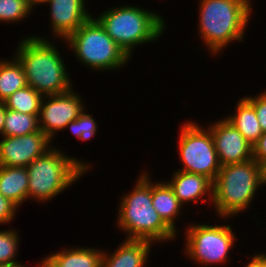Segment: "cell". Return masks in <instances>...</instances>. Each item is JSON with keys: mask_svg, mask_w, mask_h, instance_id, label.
Returning a JSON list of instances; mask_svg holds the SVG:
<instances>
[{"mask_svg": "<svg viewBox=\"0 0 266 267\" xmlns=\"http://www.w3.org/2000/svg\"><path fill=\"white\" fill-rule=\"evenodd\" d=\"M50 6L51 28L55 36L65 41L92 15L84 0H47Z\"/></svg>", "mask_w": 266, "mask_h": 267, "instance_id": "cell-13", "label": "cell"}, {"mask_svg": "<svg viewBox=\"0 0 266 267\" xmlns=\"http://www.w3.org/2000/svg\"><path fill=\"white\" fill-rule=\"evenodd\" d=\"M167 183L173 189L175 196L183 206L190 201L198 202L200 198L202 202H207L204 195L210 196L209 198L212 203L213 181L207 176L179 171L177 169L174 175H172L171 181Z\"/></svg>", "mask_w": 266, "mask_h": 267, "instance_id": "cell-14", "label": "cell"}, {"mask_svg": "<svg viewBox=\"0 0 266 267\" xmlns=\"http://www.w3.org/2000/svg\"><path fill=\"white\" fill-rule=\"evenodd\" d=\"M253 159L262 167L266 164V132L261 135L258 142L253 146Z\"/></svg>", "mask_w": 266, "mask_h": 267, "instance_id": "cell-28", "label": "cell"}, {"mask_svg": "<svg viewBox=\"0 0 266 267\" xmlns=\"http://www.w3.org/2000/svg\"><path fill=\"white\" fill-rule=\"evenodd\" d=\"M39 130L38 115L24 114L6 108L2 136H22Z\"/></svg>", "mask_w": 266, "mask_h": 267, "instance_id": "cell-22", "label": "cell"}, {"mask_svg": "<svg viewBox=\"0 0 266 267\" xmlns=\"http://www.w3.org/2000/svg\"><path fill=\"white\" fill-rule=\"evenodd\" d=\"M185 254L191 261L203 266L223 264L227 261L236 236L231 225L191 224L185 228Z\"/></svg>", "mask_w": 266, "mask_h": 267, "instance_id": "cell-9", "label": "cell"}, {"mask_svg": "<svg viewBox=\"0 0 266 267\" xmlns=\"http://www.w3.org/2000/svg\"><path fill=\"white\" fill-rule=\"evenodd\" d=\"M47 0H27L28 4L33 8L34 5L45 4Z\"/></svg>", "mask_w": 266, "mask_h": 267, "instance_id": "cell-33", "label": "cell"}, {"mask_svg": "<svg viewBox=\"0 0 266 267\" xmlns=\"http://www.w3.org/2000/svg\"><path fill=\"white\" fill-rule=\"evenodd\" d=\"M95 19L130 58L135 46L155 41L166 27L159 13L133 5L109 8Z\"/></svg>", "mask_w": 266, "mask_h": 267, "instance_id": "cell-5", "label": "cell"}, {"mask_svg": "<svg viewBox=\"0 0 266 267\" xmlns=\"http://www.w3.org/2000/svg\"><path fill=\"white\" fill-rule=\"evenodd\" d=\"M263 184L266 185V164L263 166Z\"/></svg>", "mask_w": 266, "mask_h": 267, "instance_id": "cell-35", "label": "cell"}, {"mask_svg": "<svg viewBox=\"0 0 266 267\" xmlns=\"http://www.w3.org/2000/svg\"><path fill=\"white\" fill-rule=\"evenodd\" d=\"M153 244L148 240L125 239L112 253L104 251L101 267H145Z\"/></svg>", "mask_w": 266, "mask_h": 267, "instance_id": "cell-15", "label": "cell"}, {"mask_svg": "<svg viewBox=\"0 0 266 267\" xmlns=\"http://www.w3.org/2000/svg\"><path fill=\"white\" fill-rule=\"evenodd\" d=\"M27 167L0 166V194L17 207L28 199Z\"/></svg>", "mask_w": 266, "mask_h": 267, "instance_id": "cell-16", "label": "cell"}, {"mask_svg": "<svg viewBox=\"0 0 266 267\" xmlns=\"http://www.w3.org/2000/svg\"><path fill=\"white\" fill-rule=\"evenodd\" d=\"M53 147L27 166L28 198L41 203L59 195L90 169L88 162Z\"/></svg>", "mask_w": 266, "mask_h": 267, "instance_id": "cell-6", "label": "cell"}, {"mask_svg": "<svg viewBox=\"0 0 266 267\" xmlns=\"http://www.w3.org/2000/svg\"><path fill=\"white\" fill-rule=\"evenodd\" d=\"M27 0H0V21L18 22L27 18L33 11Z\"/></svg>", "mask_w": 266, "mask_h": 267, "instance_id": "cell-23", "label": "cell"}, {"mask_svg": "<svg viewBox=\"0 0 266 267\" xmlns=\"http://www.w3.org/2000/svg\"><path fill=\"white\" fill-rule=\"evenodd\" d=\"M250 262L245 267H258V254L251 257Z\"/></svg>", "mask_w": 266, "mask_h": 267, "instance_id": "cell-32", "label": "cell"}, {"mask_svg": "<svg viewBox=\"0 0 266 267\" xmlns=\"http://www.w3.org/2000/svg\"><path fill=\"white\" fill-rule=\"evenodd\" d=\"M145 171L131 190L119 203L117 224L127 233L125 239L151 242L171 241L177 235L162 220L152 204V180Z\"/></svg>", "mask_w": 266, "mask_h": 267, "instance_id": "cell-2", "label": "cell"}, {"mask_svg": "<svg viewBox=\"0 0 266 267\" xmlns=\"http://www.w3.org/2000/svg\"><path fill=\"white\" fill-rule=\"evenodd\" d=\"M6 106L4 102H0V134H3Z\"/></svg>", "mask_w": 266, "mask_h": 267, "instance_id": "cell-29", "label": "cell"}, {"mask_svg": "<svg viewBox=\"0 0 266 267\" xmlns=\"http://www.w3.org/2000/svg\"><path fill=\"white\" fill-rule=\"evenodd\" d=\"M82 98L71 88L67 92L44 96L38 115L39 129L51 140L55 132L66 129L83 111Z\"/></svg>", "mask_w": 266, "mask_h": 267, "instance_id": "cell-10", "label": "cell"}, {"mask_svg": "<svg viewBox=\"0 0 266 267\" xmlns=\"http://www.w3.org/2000/svg\"><path fill=\"white\" fill-rule=\"evenodd\" d=\"M254 146L263 131L254 107L244 98L239 99L233 115L225 117Z\"/></svg>", "mask_w": 266, "mask_h": 267, "instance_id": "cell-19", "label": "cell"}, {"mask_svg": "<svg viewBox=\"0 0 266 267\" xmlns=\"http://www.w3.org/2000/svg\"><path fill=\"white\" fill-rule=\"evenodd\" d=\"M154 183V184H153ZM152 204L162 220L177 233L175 226L182 204L175 196L173 189L166 182H152Z\"/></svg>", "mask_w": 266, "mask_h": 267, "instance_id": "cell-17", "label": "cell"}, {"mask_svg": "<svg viewBox=\"0 0 266 267\" xmlns=\"http://www.w3.org/2000/svg\"><path fill=\"white\" fill-rule=\"evenodd\" d=\"M103 250L88 247L64 248L47 258L56 267H101Z\"/></svg>", "mask_w": 266, "mask_h": 267, "instance_id": "cell-18", "label": "cell"}, {"mask_svg": "<svg viewBox=\"0 0 266 267\" xmlns=\"http://www.w3.org/2000/svg\"><path fill=\"white\" fill-rule=\"evenodd\" d=\"M43 97L42 94L27 85L10 95L4 104L7 109L24 114L39 115Z\"/></svg>", "mask_w": 266, "mask_h": 267, "instance_id": "cell-21", "label": "cell"}, {"mask_svg": "<svg viewBox=\"0 0 266 267\" xmlns=\"http://www.w3.org/2000/svg\"><path fill=\"white\" fill-rule=\"evenodd\" d=\"M244 98L254 107L261 129L263 133L266 132V91L258 96H245Z\"/></svg>", "mask_w": 266, "mask_h": 267, "instance_id": "cell-26", "label": "cell"}, {"mask_svg": "<svg viewBox=\"0 0 266 267\" xmlns=\"http://www.w3.org/2000/svg\"><path fill=\"white\" fill-rule=\"evenodd\" d=\"M208 127L221 166L253 159V146L226 118Z\"/></svg>", "mask_w": 266, "mask_h": 267, "instance_id": "cell-12", "label": "cell"}, {"mask_svg": "<svg viewBox=\"0 0 266 267\" xmlns=\"http://www.w3.org/2000/svg\"><path fill=\"white\" fill-rule=\"evenodd\" d=\"M258 267H266V254H258Z\"/></svg>", "mask_w": 266, "mask_h": 267, "instance_id": "cell-30", "label": "cell"}, {"mask_svg": "<svg viewBox=\"0 0 266 267\" xmlns=\"http://www.w3.org/2000/svg\"><path fill=\"white\" fill-rule=\"evenodd\" d=\"M179 134L178 149L183 165L179 171L201 174L214 181L221 165L210 130L188 121L183 123Z\"/></svg>", "mask_w": 266, "mask_h": 267, "instance_id": "cell-8", "label": "cell"}, {"mask_svg": "<svg viewBox=\"0 0 266 267\" xmlns=\"http://www.w3.org/2000/svg\"><path fill=\"white\" fill-rule=\"evenodd\" d=\"M51 43V44H50ZM40 36L23 37L15 57L23 66L26 83L43 96L73 88L58 47Z\"/></svg>", "mask_w": 266, "mask_h": 267, "instance_id": "cell-1", "label": "cell"}, {"mask_svg": "<svg viewBox=\"0 0 266 267\" xmlns=\"http://www.w3.org/2000/svg\"><path fill=\"white\" fill-rule=\"evenodd\" d=\"M0 166L27 167L51 149V140L41 131L22 136H2Z\"/></svg>", "mask_w": 266, "mask_h": 267, "instance_id": "cell-11", "label": "cell"}, {"mask_svg": "<svg viewBox=\"0 0 266 267\" xmlns=\"http://www.w3.org/2000/svg\"><path fill=\"white\" fill-rule=\"evenodd\" d=\"M18 247L19 234L15 229L0 230V265L19 263L15 259Z\"/></svg>", "mask_w": 266, "mask_h": 267, "instance_id": "cell-24", "label": "cell"}, {"mask_svg": "<svg viewBox=\"0 0 266 267\" xmlns=\"http://www.w3.org/2000/svg\"><path fill=\"white\" fill-rule=\"evenodd\" d=\"M39 267H56L47 257L43 258V260L38 263Z\"/></svg>", "mask_w": 266, "mask_h": 267, "instance_id": "cell-31", "label": "cell"}, {"mask_svg": "<svg viewBox=\"0 0 266 267\" xmlns=\"http://www.w3.org/2000/svg\"><path fill=\"white\" fill-rule=\"evenodd\" d=\"M0 267H26L25 265L20 263L8 264V265H0Z\"/></svg>", "mask_w": 266, "mask_h": 267, "instance_id": "cell-34", "label": "cell"}, {"mask_svg": "<svg viewBox=\"0 0 266 267\" xmlns=\"http://www.w3.org/2000/svg\"><path fill=\"white\" fill-rule=\"evenodd\" d=\"M18 207L6 197L0 194V224H8L17 213Z\"/></svg>", "mask_w": 266, "mask_h": 267, "instance_id": "cell-27", "label": "cell"}, {"mask_svg": "<svg viewBox=\"0 0 266 267\" xmlns=\"http://www.w3.org/2000/svg\"><path fill=\"white\" fill-rule=\"evenodd\" d=\"M27 86L23 66L13 59L0 60V102H4L15 91Z\"/></svg>", "mask_w": 266, "mask_h": 267, "instance_id": "cell-20", "label": "cell"}, {"mask_svg": "<svg viewBox=\"0 0 266 267\" xmlns=\"http://www.w3.org/2000/svg\"><path fill=\"white\" fill-rule=\"evenodd\" d=\"M198 33L216 55L233 41L242 42L253 9L250 0H200Z\"/></svg>", "mask_w": 266, "mask_h": 267, "instance_id": "cell-3", "label": "cell"}, {"mask_svg": "<svg viewBox=\"0 0 266 267\" xmlns=\"http://www.w3.org/2000/svg\"><path fill=\"white\" fill-rule=\"evenodd\" d=\"M263 184V167L254 159L221 166L213 181V199L217 216L232 217L252 204Z\"/></svg>", "mask_w": 266, "mask_h": 267, "instance_id": "cell-4", "label": "cell"}, {"mask_svg": "<svg viewBox=\"0 0 266 267\" xmlns=\"http://www.w3.org/2000/svg\"><path fill=\"white\" fill-rule=\"evenodd\" d=\"M65 43L72 47L80 63L89 66L92 70H118L130 60L125 51L92 16L69 36Z\"/></svg>", "mask_w": 266, "mask_h": 267, "instance_id": "cell-7", "label": "cell"}, {"mask_svg": "<svg viewBox=\"0 0 266 267\" xmlns=\"http://www.w3.org/2000/svg\"><path fill=\"white\" fill-rule=\"evenodd\" d=\"M68 127L74 136L83 141L92 138L97 132L96 121L89 113H85V110L75 120L70 121L66 125V128Z\"/></svg>", "mask_w": 266, "mask_h": 267, "instance_id": "cell-25", "label": "cell"}]
</instances>
